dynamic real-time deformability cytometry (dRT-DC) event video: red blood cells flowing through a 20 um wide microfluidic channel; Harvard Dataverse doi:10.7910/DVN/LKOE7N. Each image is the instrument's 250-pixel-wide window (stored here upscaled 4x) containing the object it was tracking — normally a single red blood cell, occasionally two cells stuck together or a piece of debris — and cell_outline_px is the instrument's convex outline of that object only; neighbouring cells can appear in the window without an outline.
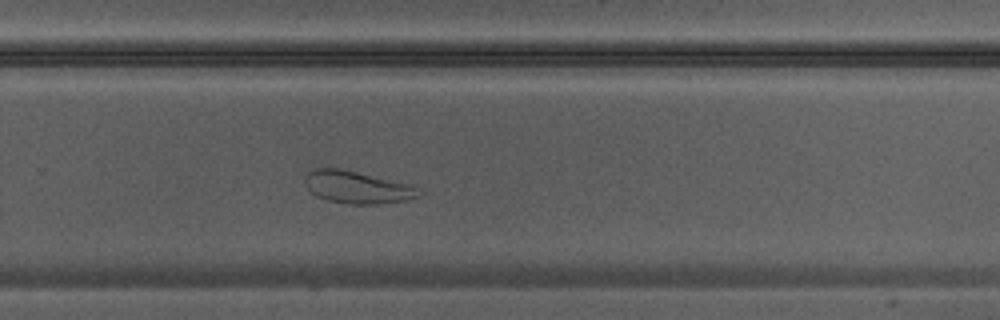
{"species": "Egyptian fruit bat (a non-hibernating species)", "species_latin": "Rousettus aegyptiacus", "temperature_condition": "warm", "stored_images_in_passage": 17, "camera_frame_rate_fps": 3000, "um_per_image_px": 0.085, "animal": {"sex": "male"}, "frame": {"image": 1, "passage_image": 15, "time_ms": 4.667, "image_size_px": [1000, 320], "cell_outline_px": [[424, 192], [408, 200], [376, 204], [348, 204], [328, 200], [316, 196], [304, 184], [304, 176], [312, 168], [336, 168], [356, 172], [412, 184], [420, 188]], "centroid_in_image_um": [30.37, 15.91], "position_along_channel_um": 299.4, "area_um2": 21.56}}